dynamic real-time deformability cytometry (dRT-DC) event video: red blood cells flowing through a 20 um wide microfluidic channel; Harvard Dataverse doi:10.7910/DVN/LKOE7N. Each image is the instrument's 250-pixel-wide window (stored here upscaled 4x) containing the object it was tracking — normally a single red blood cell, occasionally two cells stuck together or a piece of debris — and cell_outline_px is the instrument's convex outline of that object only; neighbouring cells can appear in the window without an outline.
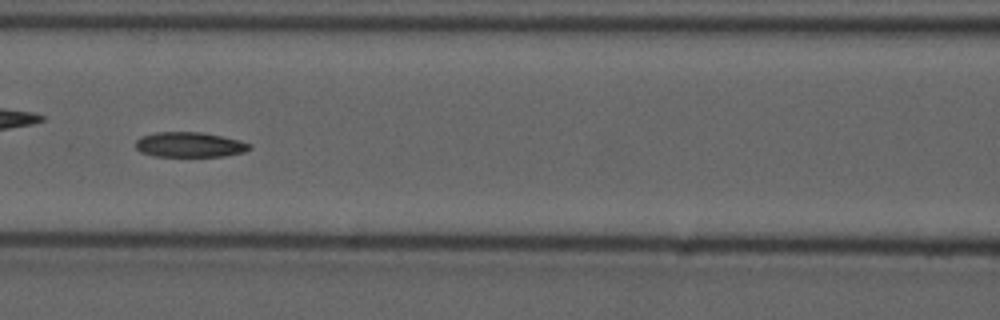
{"species": "common noctule bat (a hibernating species)", "species_latin": "Nyctalus noctula", "temperature_condition": "cold", "stored_images_in_passage": 55, "camera_frame_rate_fps": 3000, "um_per_image_px": 0.085, "animal": {"sex": "male", "forearm_length_mm": 52.5}, "frame": {"image": 1, "passage_image": 24, "time_ms": 7.667, "image_size_px": [1000, 320], "cell_outline_px": [[252, 148], [244, 152], [224, 156], [152, 156], [140, 152], [136, 148], [136, 140], [140, 136], [156, 132], [204, 132], [240, 140], [252, 144]], "centroid_in_image_um": [16.12, 12.29], "position_along_channel_um": 150.5, "area_um2": 16.82}, "authors_computed_cell_mechanics": {"area_um2": 17.2244, "velocity_mm_per_s": 3.677, "shape_relaxation_time_tau1_ms": null, "shape_relaxation_time_tau2_ms": 7.2953, "deformation_change_tau1": null, "deformation_change_tau2": 0.1422}}